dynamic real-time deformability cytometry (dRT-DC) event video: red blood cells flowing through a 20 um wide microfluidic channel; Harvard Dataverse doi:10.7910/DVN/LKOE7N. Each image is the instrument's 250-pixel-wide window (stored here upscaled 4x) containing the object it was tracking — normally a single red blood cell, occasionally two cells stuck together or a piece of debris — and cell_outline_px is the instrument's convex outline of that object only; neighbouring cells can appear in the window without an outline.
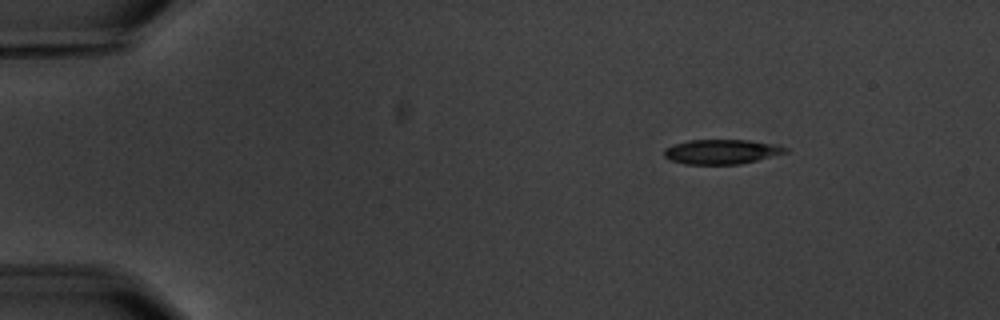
{"species": "common noctule bat (a hibernating species)", "species_latin": "Nyctalus noctula", "temperature_condition": "warm", "stored_images_in_passage": 6, "camera_frame_rate_fps": 3000, "um_per_image_px": 0.085, "animal": {"sex": "male", "body_mass_g": 20.1, "forearm_length_mm": 53.5}, "frame": {"image": 1, "passage_image": 1, "time_ms": 0.0, "image_size_px": [1000, 320], "cell_outline_px": [[788, 152], [740, 164], [684, 164], [672, 160], [664, 156], [664, 148], [688, 140], [748, 140], [776, 144], [788, 148]], "centroid_in_image_um": [61.34, 12.89], "position_along_channel_um": 23.7, "area_um2": 17.28}}
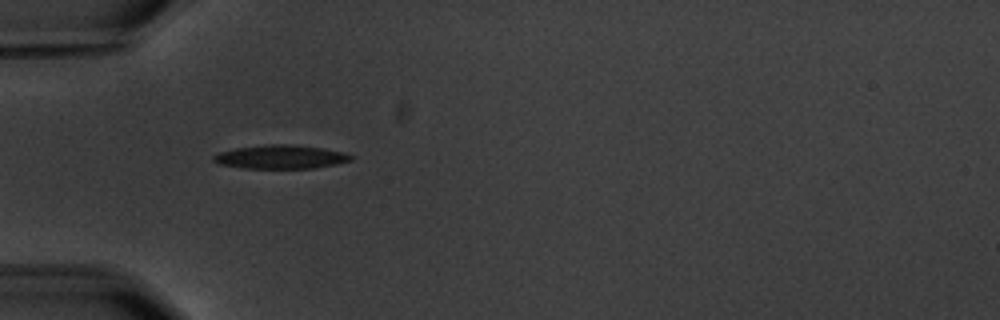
{"frame": {"image": 2, "passage_image": 4, "time_ms": 3.333, "image_size_px": [1000, 320], "cell_outline_px": [[352, 160], [336, 164], [312, 168], [244, 168], [220, 164], [212, 160], [212, 156], [220, 152], [236, 148], [264, 144], [292, 144], [324, 148], [344, 152], [352, 156]], "centroid_in_image_um": [23.86, 13.32], "position_along_channel_um": 61.1, "area_um2": 18.96}}
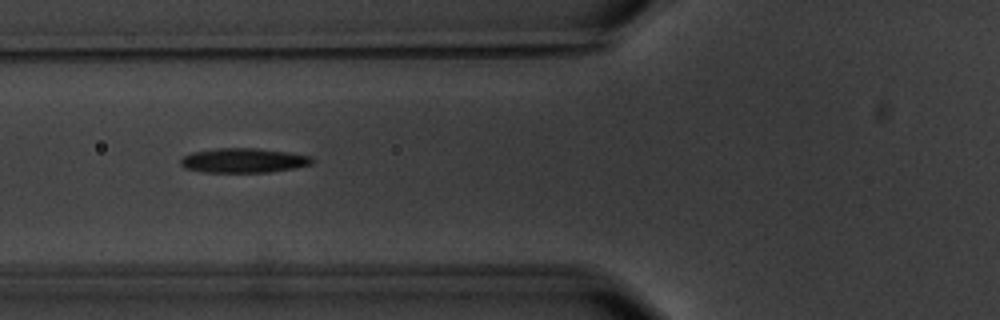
{"frame": {"image": 3, "passage_image": 5, "time_ms": 4.667, "image_size_px": [1000, 320], "cell_outline_px": [[316, 160], [312, 164], [296, 168], [272, 172], [204, 172], [184, 168], [180, 164], [180, 160], [184, 156], [192, 152], [216, 148], [256, 148], [288, 152], [312, 156]], "centroid_in_image_um": [20.74, 13.64], "position_along_channel_um": 105.1, "area_um2": 19.02}}